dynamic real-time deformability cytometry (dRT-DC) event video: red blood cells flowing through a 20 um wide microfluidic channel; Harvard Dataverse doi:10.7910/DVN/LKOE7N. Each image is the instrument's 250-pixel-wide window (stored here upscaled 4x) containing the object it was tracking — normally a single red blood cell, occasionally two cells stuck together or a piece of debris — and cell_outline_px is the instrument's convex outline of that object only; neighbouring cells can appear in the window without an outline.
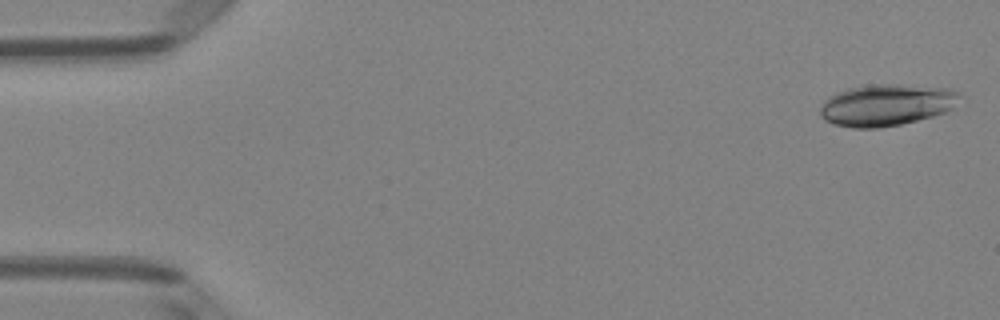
{"species": "Egyptian fruit bat (a non-hibernating species)", "species_latin": "Rousettus aegyptiacus", "temperature_condition": "room temperature", "stored_images_in_passage": 49, "camera_frame_rate_fps": 3000, "um_per_image_px": 0.085, "animal": {"sex": "female"}, "frame": {"image": 1, "passage_image": 1, "time_ms": 0.0, "image_size_px": [1000, 320], "cell_outline_px": [[964, 96], [952, 108], [944, 112], [932, 116], [900, 124], [880, 128], [852, 128], [832, 124], [824, 120], [820, 116], [820, 108], [824, 100], [828, 96], [844, 88], [868, 84], [892, 84], [952, 88], [960, 92]], "centroid_in_image_um": [75.33, 8.91], "position_along_channel_um": 9.7, "area_um2": 34.45}}
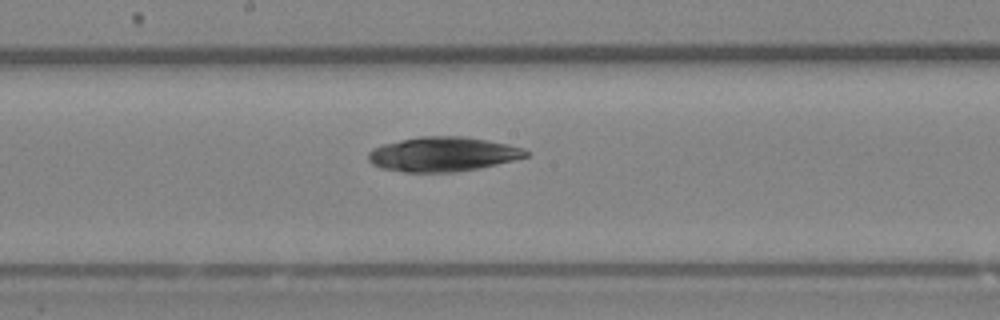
{"frame": {"image": 2, "passage_image": 26, "time_ms": 8.333, "image_size_px": [1000, 320], "cell_outline_px": [[528, 156], [480, 168], [456, 172], [404, 172], [380, 168], [372, 164], [368, 160], [368, 152], [372, 148], [384, 144], [400, 140], [420, 136], [464, 136], [488, 140], [508, 144], [524, 148], [528, 152]], "centroid_in_image_um": [37.62, 13.1], "position_along_channel_um": 210.6, "area_um2": 31.79}}
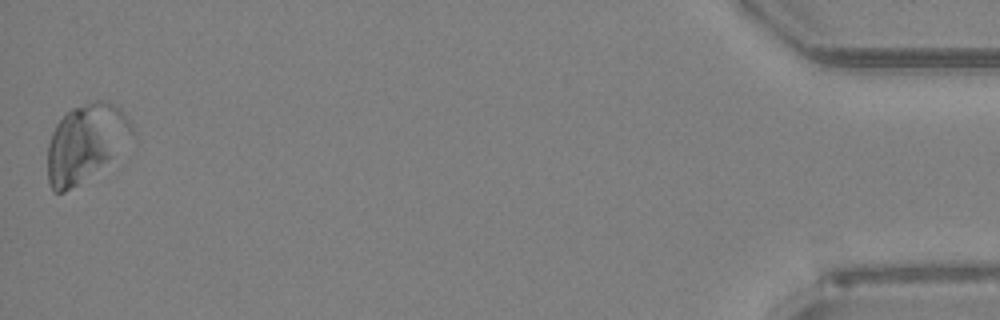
{"frame": {"image": 3, "passage_image": 49, "time_ms": 16.0, "image_size_px": [1000, 320], "cell_outline_px": [[136, 140], [76, 184], [64, 192], [52, 192], [48, 184], [48, 144], [52, 132], [56, 124], [72, 108], [96, 100], [108, 100], [120, 108], [124, 112], [132, 124], [136, 132]], "centroid_in_image_um": [7.34, 12.09], "position_along_channel_um": 427.9, "area_um2": 38.09}}